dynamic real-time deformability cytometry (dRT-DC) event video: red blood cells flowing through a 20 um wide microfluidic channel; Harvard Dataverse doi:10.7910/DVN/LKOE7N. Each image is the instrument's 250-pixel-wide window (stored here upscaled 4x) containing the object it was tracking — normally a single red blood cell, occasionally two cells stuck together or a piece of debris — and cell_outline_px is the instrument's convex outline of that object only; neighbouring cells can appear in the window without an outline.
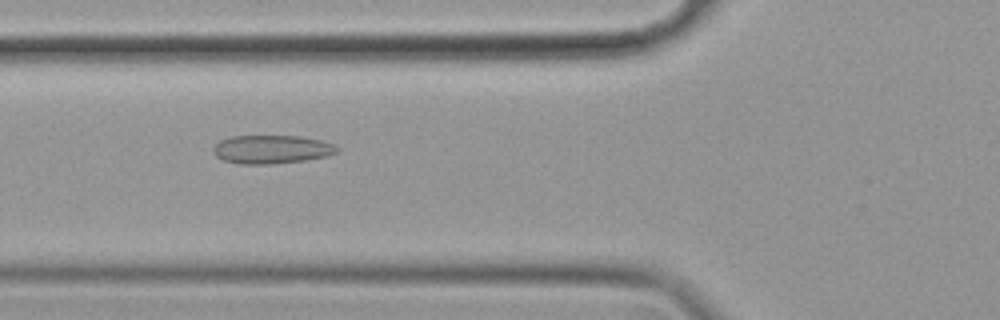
{"species": "common noctule bat (a hibernating species)", "species_latin": "Nyctalus noctula", "temperature_condition": "cold", "stored_images_in_passage": 44, "camera_frame_rate_fps": 3000, "um_per_image_px": 0.085, "animal": {"sex": "female", "body_mass_g": 19.9}, "frame": {"image": 1, "passage_image": 11, "time_ms": 3.333, "image_size_px": [1000, 320], "cell_outline_px": [[340, 152], [328, 156], [304, 160], [272, 164], [240, 164], [224, 160], [216, 156], [212, 152], [212, 148], [220, 140], [232, 136], [300, 136], [320, 140], [332, 144], [340, 148]], "centroid_in_image_um": [23.1, 12.7], "position_along_channel_um": 102.7, "area_um2": 20.63}}
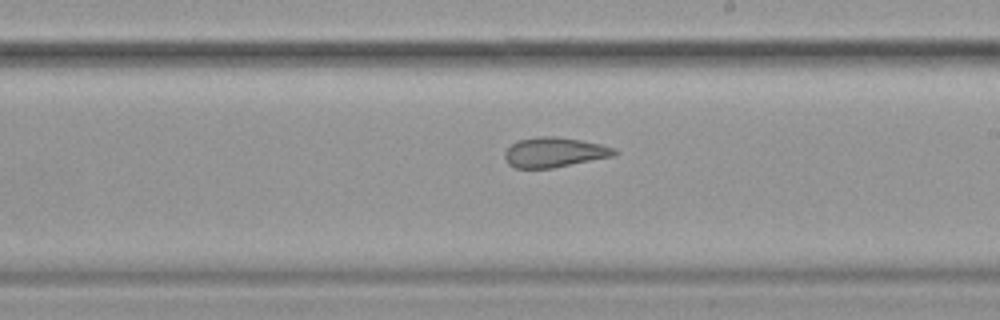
{"frame": {"image": 2, "passage_image": 23, "time_ms": 7.333, "image_size_px": [1000, 320], "cell_outline_px": [[620, 152], [616, 156], [552, 168], [516, 168], [508, 164], [504, 160], [504, 152], [516, 140], [536, 136], [556, 136], [580, 140], [600, 144], [616, 148]], "centroid_in_image_um": [47.13, 12.94], "position_along_channel_um": 241.9, "area_um2": 19.42}}
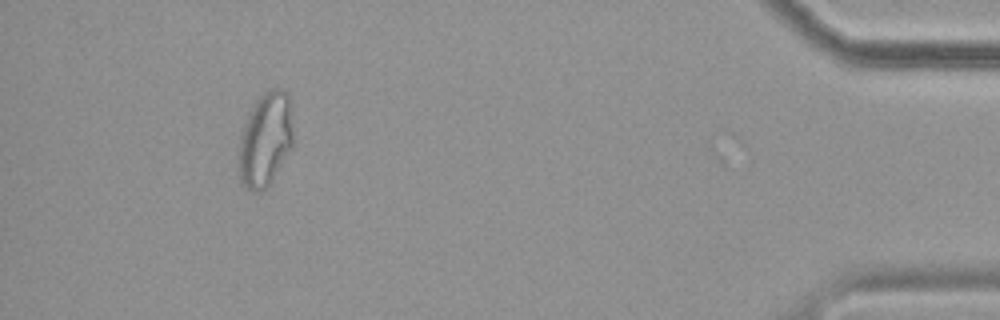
{"frame": {"image": 3, "passage_image": 43, "time_ms": 14.0, "image_size_px": [1000, 320], "cell_outline_px": [[292, 148], [272, 180], [264, 188], [256, 192], [252, 192], [240, 184], [236, 168], [236, 160], [240, 136], [248, 112], [252, 104], [264, 92], [272, 88], [284, 88], [288, 92], [292, 128]], "centroid_in_image_um": [22.5, 11.88], "position_along_channel_um": 412.7, "area_um2": 30.58}, "authors_computed_cell_mechanics": {"area_um2": 20.4034, "velocity_mm_per_s": 3.4867, "shape_relaxation_time_tau1_ms": null, "shape_relaxation_time_tau2_ms": 2.2282, "deformation_change_tau1": null, "deformation_change_tau2": 0.0933}}